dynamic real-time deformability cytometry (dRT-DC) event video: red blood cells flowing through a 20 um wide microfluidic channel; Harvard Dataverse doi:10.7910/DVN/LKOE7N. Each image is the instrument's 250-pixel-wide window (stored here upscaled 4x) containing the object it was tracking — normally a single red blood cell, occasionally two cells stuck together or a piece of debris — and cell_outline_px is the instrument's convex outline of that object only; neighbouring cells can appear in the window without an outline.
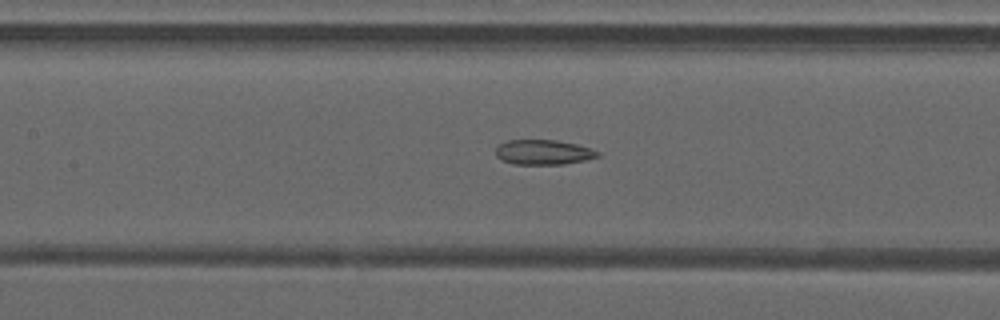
{"species": "common noctule bat (a hibernating species)", "species_latin": "Nyctalus noctula", "temperature_condition": "warm", "stored_images_in_passage": 20, "camera_frame_rate_fps": 3000, "um_per_image_px": 0.085, "animal": {"sex": "male", "forearm_length_mm": 52.5}, "frame": {"image": 1, "passage_image": 15, "time_ms": 4.667, "image_size_px": [1000, 320], "cell_outline_px": [[600, 156], [584, 160], [564, 164], [516, 164], [500, 160], [496, 156], [496, 148], [500, 144], [508, 140], [556, 140], [576, 144], [592, 148], [600, 152]], "centroid_in_image_um": [46.2, 12.94], "position_along_channel_um": 161.2, "area_um2": 14.8}}